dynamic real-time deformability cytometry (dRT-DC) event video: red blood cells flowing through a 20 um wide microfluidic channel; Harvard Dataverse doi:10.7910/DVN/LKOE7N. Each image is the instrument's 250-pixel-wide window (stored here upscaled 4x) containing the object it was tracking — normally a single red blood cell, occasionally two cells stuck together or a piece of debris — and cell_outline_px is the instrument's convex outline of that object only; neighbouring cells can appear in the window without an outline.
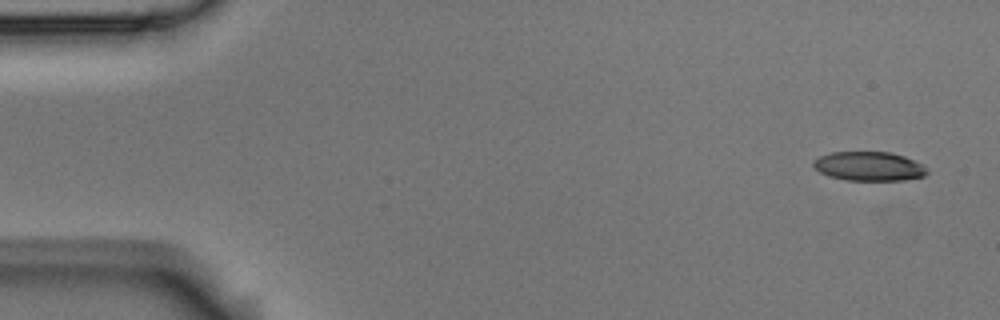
{"species": "Egyptian fruit bat (a non-hibernating species)", "species_latin": "Rousettus aegyptiacus", "temperature_condition": "room temperature", "stored_images_in_passage": 4, "camera_frame_rate_fps": 3000, "um_per_image_px": 0.085, "animal": {"sex": "male"}, "frame": {"image": 1, "passage_image": 1, "time_ms": 0.0, "image_size_px": [1000, 320], "cell_outline_px": [[928, 172], [924, 176], [904, 180], [844, 180], [828, 176], [820, 172], [812, 164], [812, 160], [820, 156], [832, 152], [888, 152], [904, 156], [924, 164]], "centroid_in_image_um": [73.86, 14.13], "position_along_channel_um": 11.1, "area_um2": 19.36}}